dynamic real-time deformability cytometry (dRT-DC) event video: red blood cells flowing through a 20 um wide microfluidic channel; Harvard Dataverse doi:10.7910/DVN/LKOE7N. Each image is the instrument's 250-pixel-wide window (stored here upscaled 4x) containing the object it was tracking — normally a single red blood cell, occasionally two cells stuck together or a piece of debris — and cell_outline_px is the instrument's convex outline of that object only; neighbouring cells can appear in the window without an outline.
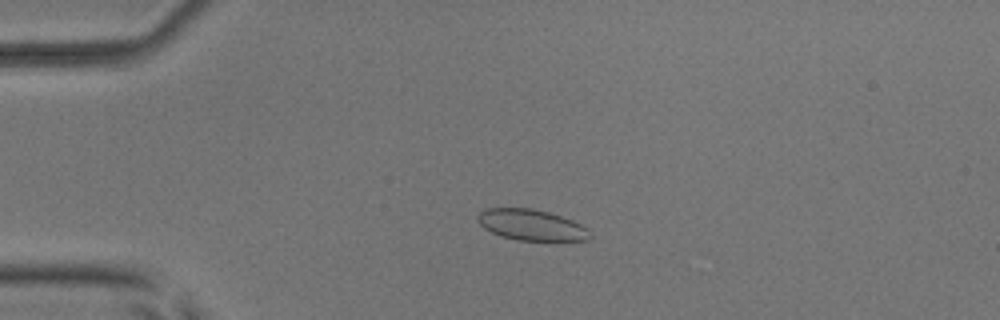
{"species": "common noctule bat (a hibernating species)", "species_latin": "Nyctalus noctula", "temperature_condition": "room temperature", "stored_images_in_passage": 52, "camera_frame_rate_fps": 3000, "um_per_image_px": 0.085, "animal": {"sex": "male", "body_mass_g": 17.9, "forearm_length_mm": 54.2}, "frame": {"image": 1, "passage_image": 12, "time_ms": 3.667, "image_size_px": [1000, 320], "cell_outline_px": [[592, 236], [588, 240], [516, 240], [500, 236], [484, 228], [476, 220], [476, 216], [484, 208], [532, 208], [548, 212], [572, 220], [588, 228]], "centroid_in_image_um": [45.14, 19.11], "position_along_channel_um": 39.9, "area_um2": 20.29}}
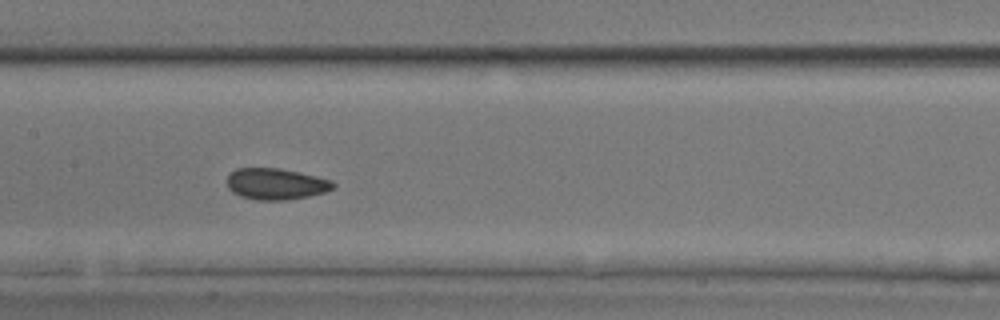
{"frame": {"image": 2, "passage_image": 26, "time_ms": 8.333, "image_size_px": [1000, 320], "cell_outline_px": [[336, 184], [332, 188], [324, 192], [308, 196], [288, 200], [256, 200], [240, 196], [232, 192], [228, 188], [228, 176], [236, 168], [280, 168], [316, 176], [332, 180]], "centroid_in_image_um": [23.45, 15.64], "position_along_channel_um": 184.0, "area_um2": 19.31}}
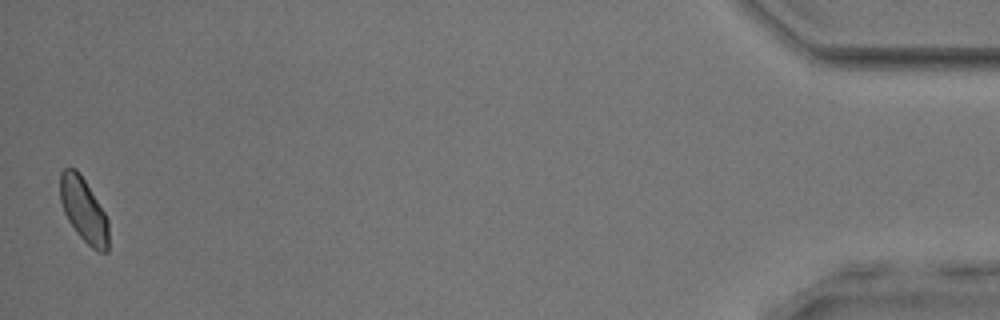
{"frame": {"image": 3, "passage_image": 52, "time_ms": 17.0, "image_size_px": [1000, 320], "cell_outline_px": [[108, 252], [100, 252], [92, 248], [76, 232], [68, 220], [64, 212], [60, 200], [60, 172], [64, 168], [76, 168], [84, 180], [104, 212], [108, 220]], "centroid_in_image_um": [7.1, 17.85], "position_along_channel_um": 428.1, "area_um2": 17.92}, "authors_computed_cell_mechanics": {"area_um2": 19.4786, "velocity_mm_per_s": 3.8486, "shape_relaxation_time_tau1_ms": 2.0199, "shape_relaxation_time_tau2_ms": 2.7504, "deformation_change_tau1": 0.0543, "deformation_change_tau2": 0.0543}}